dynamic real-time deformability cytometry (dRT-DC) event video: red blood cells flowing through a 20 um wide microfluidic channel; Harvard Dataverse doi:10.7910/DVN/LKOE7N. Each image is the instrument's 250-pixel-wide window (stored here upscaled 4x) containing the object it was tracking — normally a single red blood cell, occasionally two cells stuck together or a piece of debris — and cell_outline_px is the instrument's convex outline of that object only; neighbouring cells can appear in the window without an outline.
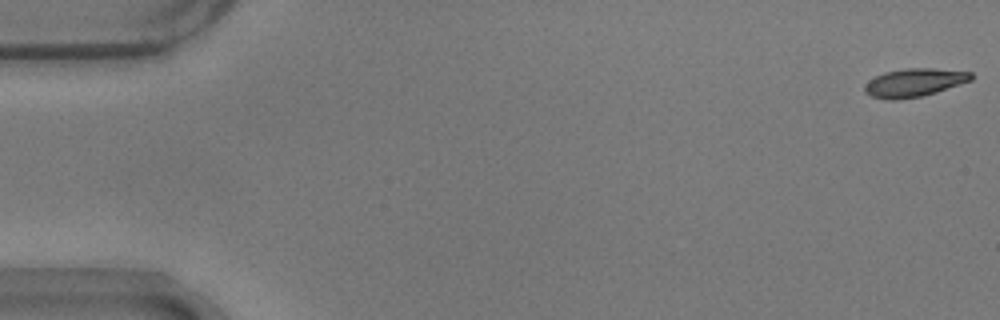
{"species": "common noctule bat (a hibernating species)", "species_latin": "Nyctalus noctula", "temperature_condition": "warm", "stored_images_in_passage": 10, "camera_frame_rate_fps": 3000, "um_per_image_px": 0.085, "animal": {"sex": "male", "body_mass_g": 17.9}, "frame": {"image": 1, "passage_image": 1, "time_ms": 0.0, "image_size_px": [1000, 320], "cell_outline_px": [[972, 80], [924, 96], [896, 100], [888, 100], [872, 96], [864, 92], [864, 84], [868, 80], [884, 72], [904, 68], [932, 68], [972, 72]], "centroid_in_image_um": [77.68, 7.02], "position_along_channel_um": 7.3, "area_um2": 17.63}}